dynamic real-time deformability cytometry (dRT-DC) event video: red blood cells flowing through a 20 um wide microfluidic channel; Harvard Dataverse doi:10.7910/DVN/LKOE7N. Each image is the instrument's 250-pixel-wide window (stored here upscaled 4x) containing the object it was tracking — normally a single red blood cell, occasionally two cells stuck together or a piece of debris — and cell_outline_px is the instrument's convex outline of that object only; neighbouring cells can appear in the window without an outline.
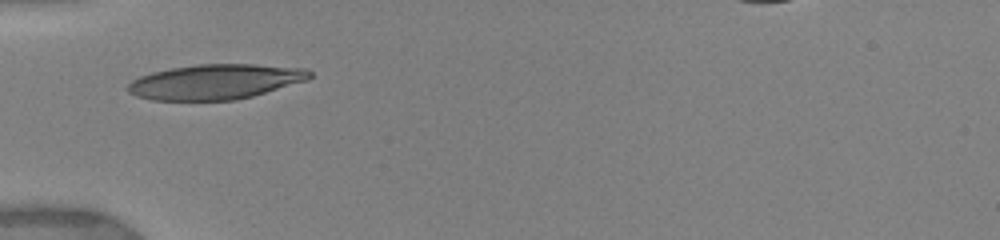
{"species": "human", "species_latin": "Homo sapiens", "temperature_condition": "warm", "stored_images_in_passage": 61, "camera_frame_rate_fps": 3000, "um_per_image_px": 0.085, "donor": {"sex": "female"}, "frame": {"image": 1, "passage_image": 1, "time_ms": 0.0, "image_size_px": [1000, 240], "cell_outline_px": [[312, 76], [308, 80], [252, 96], [236, 100], [152, 100], [136, 96], [128, 92], [128, 84], [132, 80], [140, 76], [152, 72], [172, 68], [196, 64], [252, 64], [308, 68], [312, 72]], "centroid_in_image_um": [18.33, 6.94], "position_along_channel_um": 66.7, "area_um2": 37.17}}
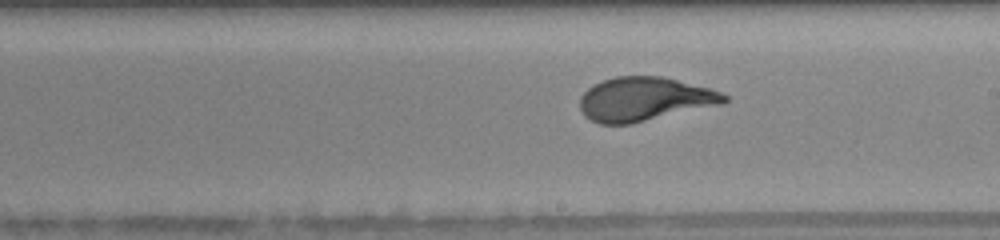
{"frame": {"image": 2, "passage_image": 27, "time_ms": 4.333, "image_size_px": [1000, 240], "cell_outline_px": [[728, 100], [724, 104], [632, 124], [600, 124], [584, 116], [580, 108], [580, 96], [592, 84], [616, 76], [660, 76], [708, 88], [720, 92], [728, 96]], "centroid_in_image_um": [54.77, 8.44], "position_along_channel_um": 234.2, "area_um2": 36.99}}
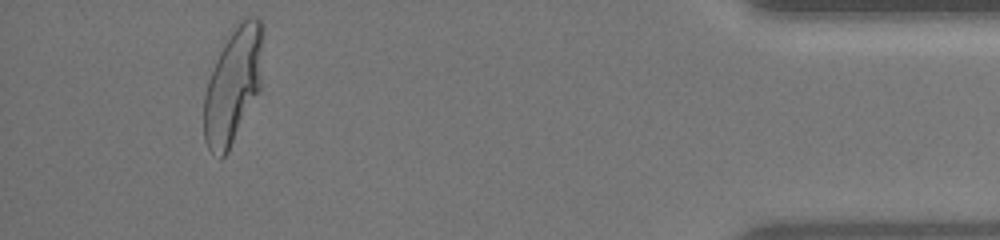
{"frame": {"image": 3, "passage_image": 54, "time_ms": 10.333, "image_size_px": [1000, 240], "cell_outline_px": [[260, 88], [228, 152], [220, 160], [208, 148], [204, 140], [204, 96], [208, 80], [224, 36], [232, 24], [240, 16], [256, 16], [260, 20]], "centroid_in_image_um": [19.75, 7.19], "position_along_channel_um": 415.5, "area_um2": 39.77}, "authors_computed_cell_mechanics": {"area_um2": 37.1076, "velocity_mm_per_s": 3.8958, "shape_relaxation_time_tau1_ms": 4.1502, "shape_relaxation_time_tau2_ms": null, "deformation_change_tau1": 0.2111, "deformation_change_tau2": null}}